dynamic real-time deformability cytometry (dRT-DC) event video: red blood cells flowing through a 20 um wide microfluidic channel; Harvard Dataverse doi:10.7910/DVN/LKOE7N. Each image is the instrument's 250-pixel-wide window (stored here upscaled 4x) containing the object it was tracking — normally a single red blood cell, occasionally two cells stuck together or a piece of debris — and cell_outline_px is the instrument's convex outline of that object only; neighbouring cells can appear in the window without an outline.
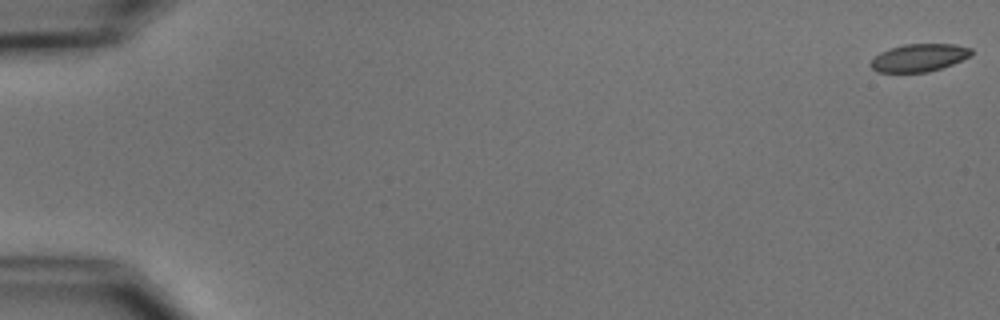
{"species": "common noctule bat (a hibernating species)", "species_latin": "Nyctalus noctula", "temperature_condition": "cold", "stored_images_in_passage": 6, "camera_frame_rate_fps": 3000, "um_per_image_px": 0.085, "animal": {"sex": "male", "body_mass_g": 15.6}, "frame": {"image": 1, "passage_image": 1, "time_ms": 0.0, "image_size_px": [1000, 320], "cell_outline_px": [[972, 56], [952, 64], [928, 72], [876, 72], [868, 64], [880, 52], [888, 48], [904, 44], [956, 44], [972, 48]], "centroid_in_image_um": [78.12, 4.9], "position_along_channel_um": 6.9, "area_um2": 16.36}}
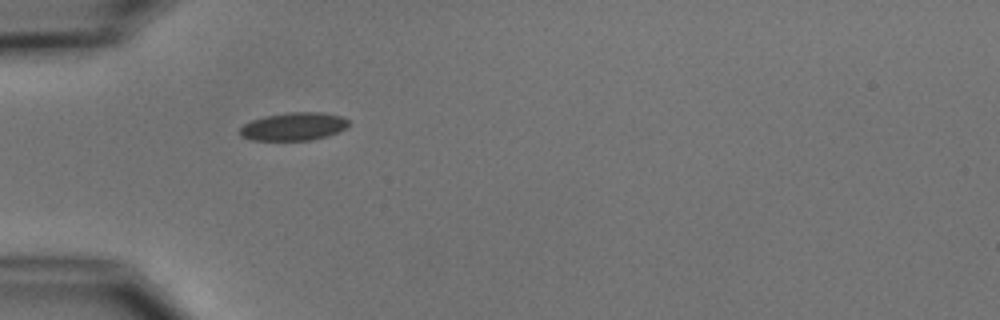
{"frame": {"image": 2, "passage_image": 5, "time_ms": 5.667, "image_size_px": [1000, 320], "cell_outline_px": [[348, 124], [344, 128], [328, 136], [312, 140], [252, 140], [240, 136], [240, 128], [244, 124], [252, 120], [264, 116], [288, 112], [320, 112], [344, 116], [348, 120]], "centroid_in_image_um": [24.95, 10.75], "position_along_channel_um": 60.0, "area_um2": 17.74}}